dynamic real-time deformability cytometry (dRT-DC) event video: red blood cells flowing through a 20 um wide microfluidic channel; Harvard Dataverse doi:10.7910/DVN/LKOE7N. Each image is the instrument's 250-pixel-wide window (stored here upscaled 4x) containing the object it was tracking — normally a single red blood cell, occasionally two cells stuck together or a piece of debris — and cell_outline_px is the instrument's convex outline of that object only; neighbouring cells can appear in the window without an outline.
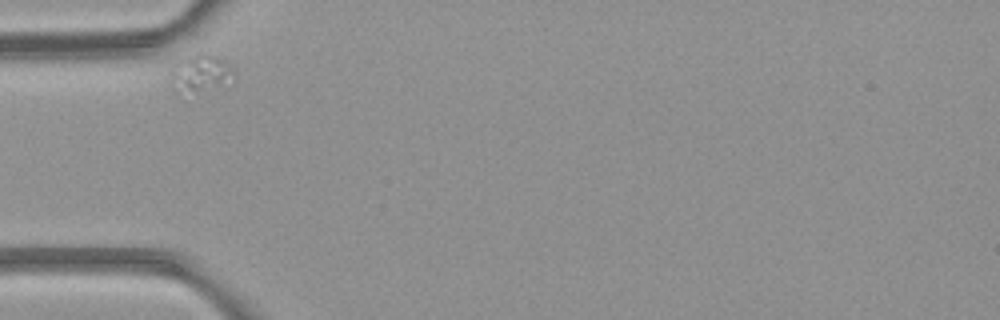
{"species": "common noctule bat (a hibernating species)", "species_latin": "Nyctalus noctula", "temperature_condition": "room temperature", "stored_images_in_passage": 4, "camera_frame_rate_fps": 3000, "um_per_image_px": 0.085, "animal": {"sex": "female", "body_mass_g": 21.9}, "frame": {"image": 1, "passage_image": 1, "time_ms": 0.0, "image_size_px": [1000, 320], "cell_outline_px": [[236, 76], [232, 84], [176, 92], [172, 76], [172, 72], [176, 64], [180, 60], [196, 52], [204, 52], [228, 60]], "centroid_in_image_um": [17.18, 6.15], "position_along_channel_um": 67.8, "area_um2": 13.47}}